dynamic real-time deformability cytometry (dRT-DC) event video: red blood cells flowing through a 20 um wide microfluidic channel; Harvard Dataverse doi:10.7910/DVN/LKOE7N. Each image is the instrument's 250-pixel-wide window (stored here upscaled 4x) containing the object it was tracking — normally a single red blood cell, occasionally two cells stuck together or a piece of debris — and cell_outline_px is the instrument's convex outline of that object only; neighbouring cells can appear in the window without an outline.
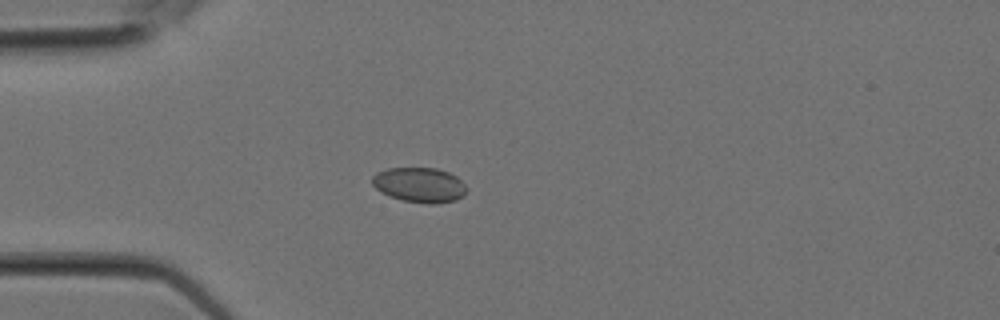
{"species": "Egyptian fruit bat (a non-hibernating species)", "species_latin": "Rousettus aegyptiacus", "temperature_condition": "room temperature", "stored_images_in_passage": 2, "camera_frame_rate_fps": 3000, "um_per_image_px": 0.085, "animal": {"sex": "female"}, "frame": {"image": 1, "passage_image": 2, "time_ms": 0.333, "image_size_px": [1000, 320], "cell_outline_px": [[468, 188], [464, 196], [456, 200], [432, 204], [404, 200], [388, 196], [380, 192], [372, 184], [372, 176], [376, 172], [388, 168], [436, 168], [448, 172], [456, 176]], "centroid_in_image_um": [35.65, 15.71], "position_along_channel_um": 49.3, "area_um2": 19.25}}